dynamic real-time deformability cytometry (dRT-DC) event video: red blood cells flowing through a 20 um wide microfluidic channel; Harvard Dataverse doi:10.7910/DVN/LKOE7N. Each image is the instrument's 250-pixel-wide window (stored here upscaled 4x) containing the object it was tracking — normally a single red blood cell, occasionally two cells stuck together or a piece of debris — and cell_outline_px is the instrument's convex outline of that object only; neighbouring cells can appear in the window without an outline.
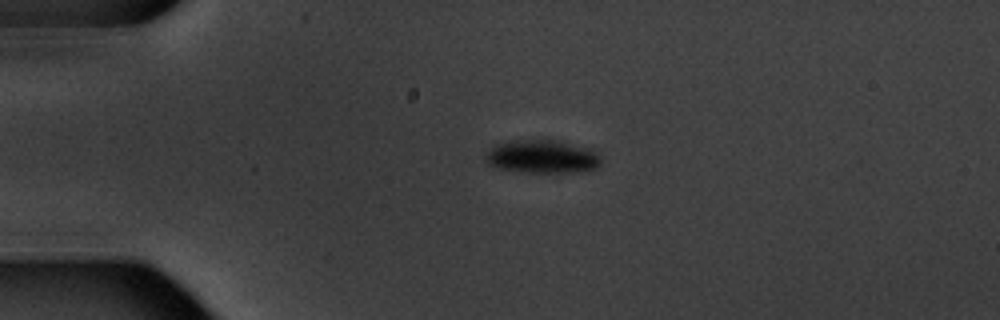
{"species": "common noctule bat (a hibernating species)", "species_latin": "Nyctalus noctula", "temperature_condition": "warm", "stored_images_in_passage": 5, "camera_frame_rate_fps": 3000, "um_per_image_px": 0.085, "animal": {"sex": "male", "body_mass_g": 20.1, "forearm_length_mm": 53.5}, "frame": {"image": 1, "passage_image": 4, "time_ms": 3.667, "image_size_px": [1000, 320], "cell_outline_px": [[600, 164], [596, 168], [584, 172], [524, 172], [500, 168], [488, 164], [484, 160], [484, 156], [496, 144], [508, 140], [548, 136], [592, 148], [600, 156]], "centroid_in_image_um": [46.12, 13.25], "position_along_channel_um": 38.9, "area_um2": 23.52}}